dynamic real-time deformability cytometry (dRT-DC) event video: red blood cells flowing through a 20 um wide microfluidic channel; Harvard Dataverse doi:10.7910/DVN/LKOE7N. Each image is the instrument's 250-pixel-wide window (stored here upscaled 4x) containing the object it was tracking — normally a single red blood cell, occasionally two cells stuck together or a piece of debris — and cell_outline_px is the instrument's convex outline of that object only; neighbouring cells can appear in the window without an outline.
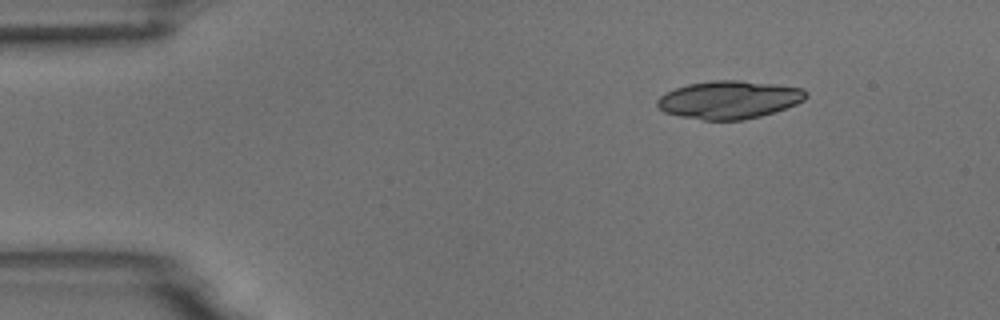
{"species": "common noctule bat (a hibernating species)", "species_latin": "Nyctalus noctula", "temperature_condition": "room temperature", "stored_images_in_passage": 3, "camera_frame_rate_fps": 3000, "um_per_image_px": 0.085, "animal": {"sex": "male", "body_mass_g": 18.8}, "frame": {"image": 1, "passage_image": 1, "time_ms": 0.0, "image_size_px": [1000, 320], "cell_outline_px": [[808, 96], [804, 100], [796, 104], [760, 116], [744, 120], [704, 120], [680, 116], [664, 112], [656, 104], [656, 100], [660, 96], [676, 88], [688, 84], [712, 80], [740, 80], [776, 84], [804, 88], [808, 92]], "centroid_in_image_um": [61.99, 8.47], "position_along_channel_um": 23.0, "area_um2": 32.89}}